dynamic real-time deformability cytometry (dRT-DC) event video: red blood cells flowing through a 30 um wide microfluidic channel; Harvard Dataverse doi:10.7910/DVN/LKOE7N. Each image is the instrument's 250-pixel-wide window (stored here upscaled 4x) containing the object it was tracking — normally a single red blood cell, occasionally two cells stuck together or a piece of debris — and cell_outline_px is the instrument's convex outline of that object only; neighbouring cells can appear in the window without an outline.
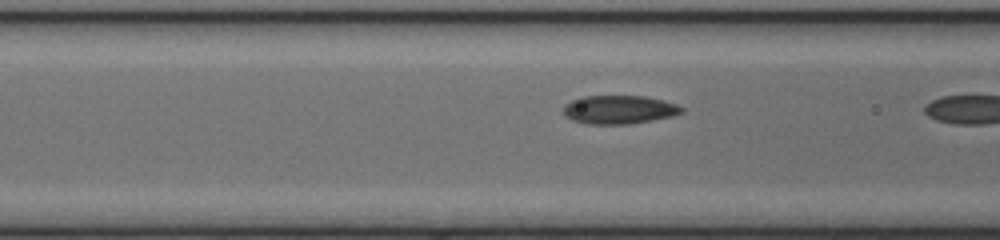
{"species": "common noctule bat (a hibernating species)", "species_latin": "Nyctalus noctula", "temperature_condition": "cold", "stored_images_in_passage": 16, "camera_frame_rate_fps": 3000, "um_per_image_px": 0.085, "animal": {"sex": "female", "body_mass_g": 17.0, "forearm_length_mm": 48.0}, "frame": {"image": 1, "passage_image": 15, "time_ms": 4.667, "image_size_px": [1000, 240], "cell_outline_px": [[684, 112], [672, 116], [652, 120], [628, 124], [584, 124], [572, 120], [564, 112], [564, 104], [580, 96], [644, 96], [664, 100], [676, 104], [684, 108]], "centroid_in_image_um": [52.63, 9.31], "position_along_channel_um": 114.0, "area_um2": 19.71}}